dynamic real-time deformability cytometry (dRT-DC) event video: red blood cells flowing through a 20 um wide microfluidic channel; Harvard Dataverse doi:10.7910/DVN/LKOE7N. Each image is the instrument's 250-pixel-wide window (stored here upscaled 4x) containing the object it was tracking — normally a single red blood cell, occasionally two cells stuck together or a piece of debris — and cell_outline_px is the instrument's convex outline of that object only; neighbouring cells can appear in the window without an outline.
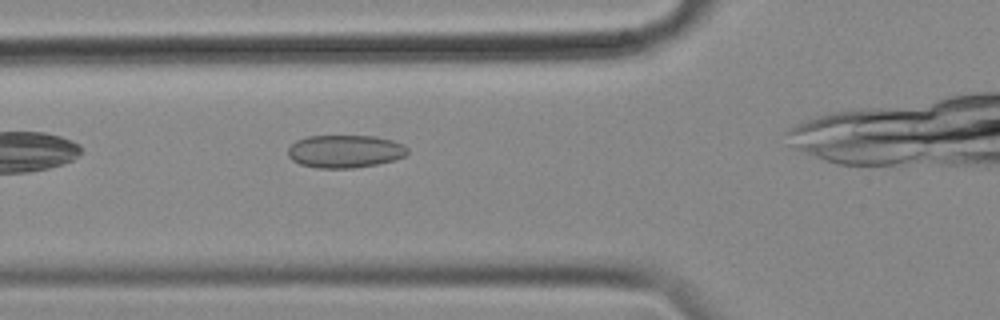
{"species": "common noctule bat (a hibernating species)", "species_latin": "Nyctalus noctula", "temperature_condition": "cold", "stored_images_in_passage": 26, "camera_frame_rate_fps": 3000, "um_per_image_px": 0.085, "animal": {"sex": "female", "body_mass_g": 18.4}, "frame": {"image": 1, "passage_image": 5, "time_ms": 1.333, "image_size_px": [1000, 320], "cell_outline_px": [[408, 152], [404, 156], [392, 160], [376, 164], [352, 168], [320, 168], [300, 164], [292, 160], [288, 156], [288, 148], [296, 140], [308, 136], [376, 136], [392, 140], [404, 144], [408, 148]], "centroid_in_image_um": [29.32, 12.85], "position_along_channel_um": 96.5, "area_um2": 22.83}}
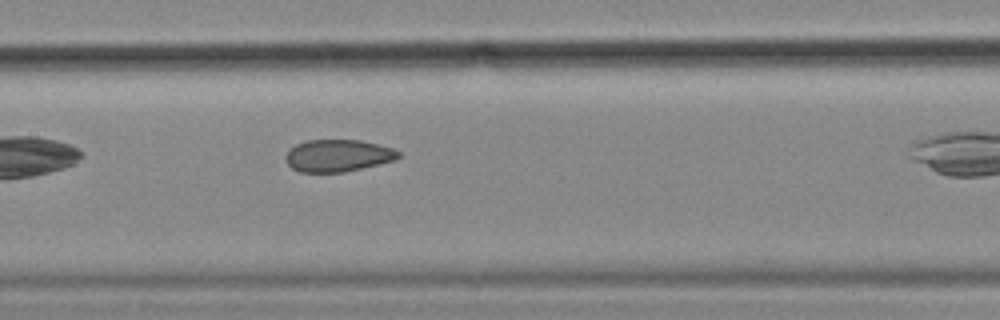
{"frame": {"image": 2, "passage_image": 12, "time_ms": 3.667, "image_size_px": [1000, 320], "cell_outline_px": [[400, 156], [396, 160], [344, 172], [300, 172], [292, 168], [288, 164], [284, 156], [296, 144], [308, 140], [360, 140], [392, 148], [400, 152]], "centroid_in_image_um": [28.72, 13.23], "position_along_channel_um": 178.7, "area_um2": 20.98}}
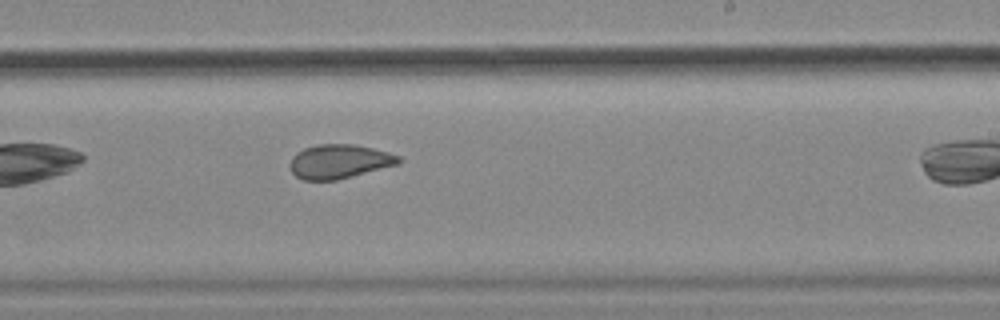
{"frame": {"image": 3, "passage_image": 19, "time_ms": 6.0, "image_size_px": [1000, 320], "cell_outline_px": [[400, 164], [336, 180], [304, 180], [296, 176], [292, 172], [288, 164], [292, 156], [296, 152], [304, 148], [316, 144], [352, 144], [372, 148], [388, 152], [400, 156]], "centroid_in_image_um": [28.81, 13.72], "position_along_channel_um": 260.2, "area_um2": 21.68}}